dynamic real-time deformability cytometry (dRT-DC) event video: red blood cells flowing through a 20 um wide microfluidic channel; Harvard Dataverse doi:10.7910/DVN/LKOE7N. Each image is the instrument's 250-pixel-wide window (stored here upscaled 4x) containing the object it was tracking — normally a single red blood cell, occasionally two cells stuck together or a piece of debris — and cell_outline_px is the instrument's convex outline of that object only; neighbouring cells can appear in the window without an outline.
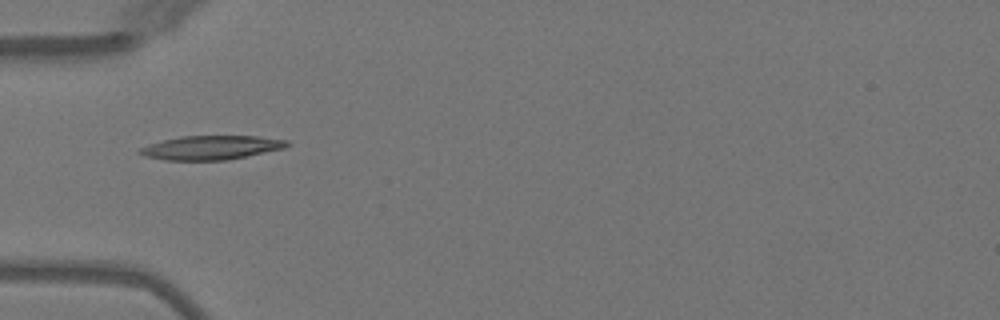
{"species": "Egyptian fruit bat (a non-hibernating species)", "species_latin": "Rousettus aegyptiacus", "temperature_condition": "warm", "stored_images_in_passage": 2, "camera_frame_rate_fps": 3000, "um_per_image_px": 0.085, "animal": {"sex": "female"}, "frame": {"image": 1, "passage_image": 1, "time_ms": 0.0, "image_size_px": [1000, 320], "cell_outline_px": [[292, 144], [284, 148], [228, 160], [164, 160], [144, 156], [136, 152], [140, 148], [148, 144], [180, 136], [260, 136], [288, 140]], "centroid_in_image_um": [17.95, 12.54], "position_along_channel_um": 67.0, "area_um2": 20.69}}
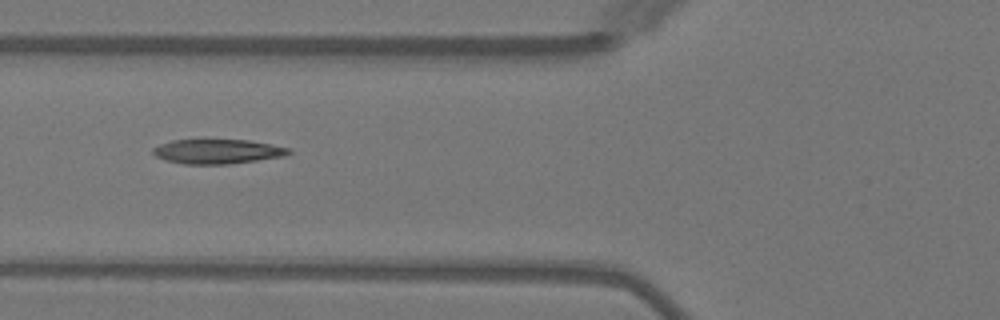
{"frame": {"image": 2, "passage_image": 2, "time_ms": 1.0, "image_size_px": [1000, 320], "cell_outline_px": [[292, 152], [284, 156], [228, 164], [184, 164], [164, 160], [156, 156], [152, 152], [152, 148], [160, 144], [172, 140], [248, 140], [288, 148]], "centroid_in_image_um": [18.43, 12.88], "position_along_channel_um": 107.4, "area_um2": 19.19}}